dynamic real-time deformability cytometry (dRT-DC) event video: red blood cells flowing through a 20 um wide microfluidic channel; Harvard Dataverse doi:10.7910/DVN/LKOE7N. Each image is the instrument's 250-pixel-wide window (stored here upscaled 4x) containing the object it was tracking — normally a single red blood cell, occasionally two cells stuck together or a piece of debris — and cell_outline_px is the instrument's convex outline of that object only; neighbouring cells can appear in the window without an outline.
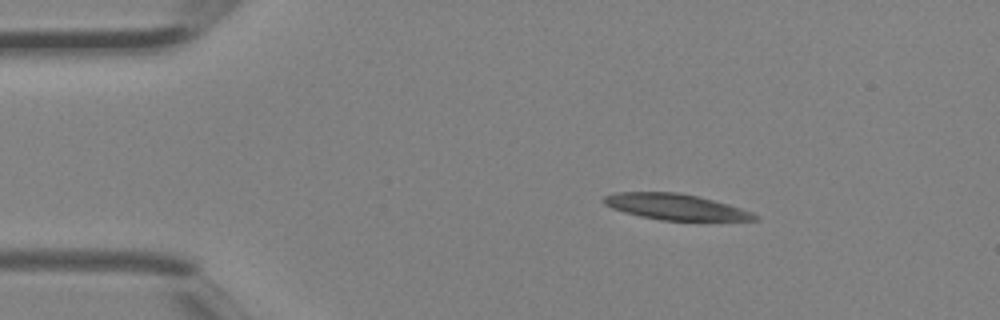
{"species": "Egyptian fruit bat (a non-hibernating species)", "species_latin": "Rousettus aegyptiacus", "temperature_condition": "room temperature", "stored_images_in_passage": 3, "camera_frame_rate_fps": 3000, "um_per_image_px": 0.085, "animal": {"sex": "female"}, "frame": {"image": 1, "passage_image": 2, "time_ms": 0.333, "image_size_px": [1000, 320], "cell_outline_px": [[760, 220], [660, 220], [640, 216], [624, 212], [612, 208], [604, 204], [600, 200], [604, 196], [616, 192], [676, 192], [696, 196], [728, 204], [752, 212], [760, 216]], "centroid_in_image_um": [57.39, 17.58], "position_along_channel_um": 27.6, "area_um2": 22.66}}